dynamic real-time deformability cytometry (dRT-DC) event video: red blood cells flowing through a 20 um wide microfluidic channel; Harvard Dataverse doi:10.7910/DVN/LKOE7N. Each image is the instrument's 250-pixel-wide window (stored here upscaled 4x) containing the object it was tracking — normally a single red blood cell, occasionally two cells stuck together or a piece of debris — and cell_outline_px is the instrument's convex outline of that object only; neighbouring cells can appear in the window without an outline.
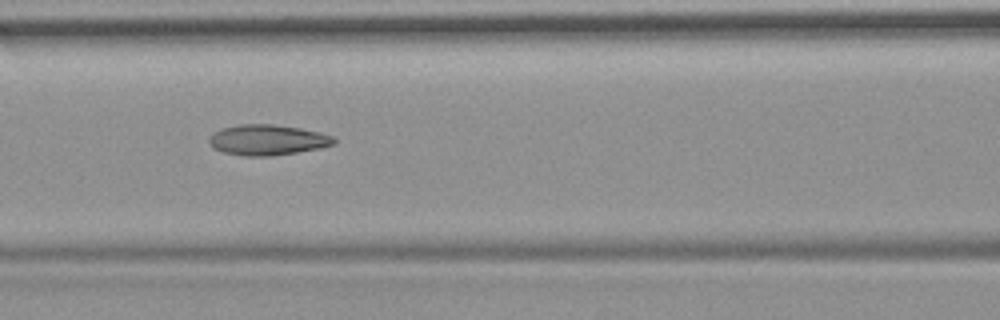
{"species": "common noctule bat (a hibernating species)", "species_latin": "Nyctalus noctula", "temperature_condition": "room temperature", "stored_images_in_passage": 11, "camera_frame_rate_fps": 3000, "um_per_image_px": 0.085, "animal": {"sex": "female", "body_mass_g": 19.9}, "frame": {"image": 1, "passage_image": 7, "time_ms": 7.667, "image_size_px": [1000, 320], "cell_outline_px": [[336, 144], [320, 148], [272, 156], [244, 156], [224, 152], [212, 148], [208, 140], [216, 132], [224, 128], [240, 124], [272, 124], [300, 128], [320, 132], [332, 136], [336, 140]], "centroid_in_image_um": [22.77, 11.9], "position_along_channel_um": 143.8, "area_um2": 22.08}}
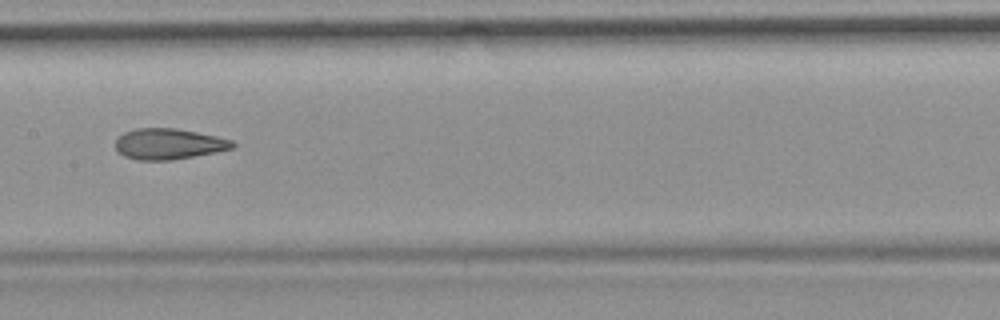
{"frame": {"image": 2, "passage_image": 8, "time_ms": 9.0, "image_size_px": [1000, 320], "cell_outline_px": [[236, 144], [232, 148], [216, 152], [172, 160], [140, 160], [124, 156], [116, 152], [116, 140], [124, 132], [136, 128], [176, 128], [216, 136], [232, 140]], "centroid_in_image_um": [14.32, 12.23], "position_along_channel_um": 193.1, "area_um2": 20.98}}